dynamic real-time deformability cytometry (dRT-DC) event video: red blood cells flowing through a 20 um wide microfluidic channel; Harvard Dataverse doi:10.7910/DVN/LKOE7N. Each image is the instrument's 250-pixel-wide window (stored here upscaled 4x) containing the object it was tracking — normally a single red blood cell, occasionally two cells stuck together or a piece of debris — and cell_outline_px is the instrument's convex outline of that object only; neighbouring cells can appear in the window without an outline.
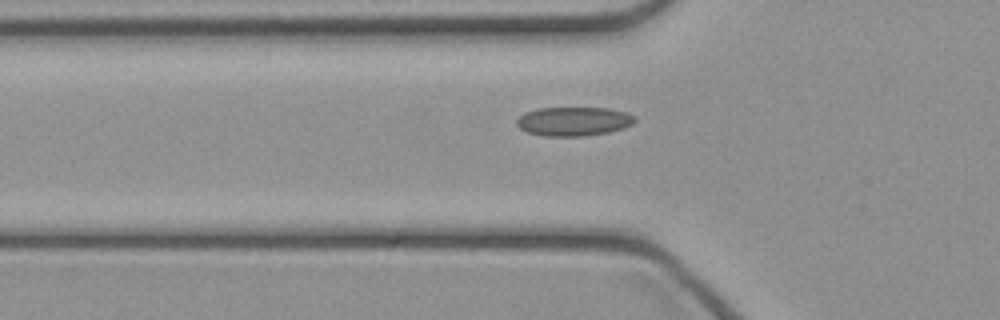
{"species": "common noctule bat (a hibernating species)", "species_latin": "Nyctalus noctula", "temperature_condition": "cold", "stored_images_in_passage": 43, "camera_frame_rate_fps": 3000, "um_per_image_px": 0.085, "animal": {"sex": "female", "body_mass_g": 21.9}, "frame": {"image": 1, "passage_image": 16, "time_ms": 5.0, "image_size_px": [1000, 320], "cell_outline_px": [[636, 120], [632, 124], [624, 128], [608, 132], [584, 136], [544, 136], [528, 132], [520, 128], [516, 124], [516, 120], [524, 112], [540, 108], [608, 108], [628, 112], [636, 116]], "centroid_in_image_um": [48.79, 10.31], "position_along_channel_um": 77.0, "area_um2": 20.06}}
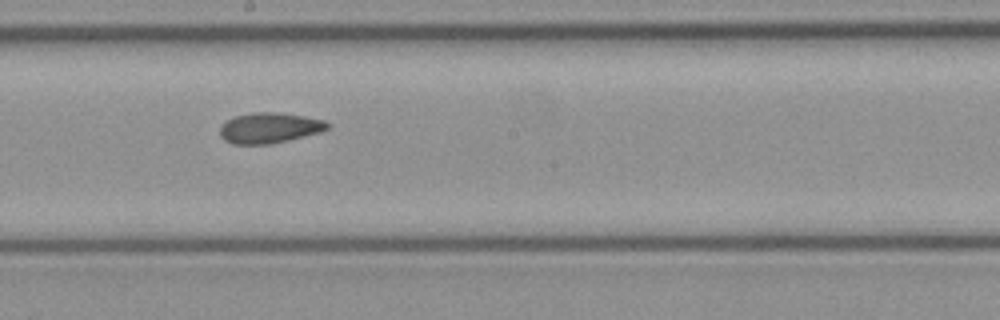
{"frame": {"image": 2, "passage_image": 26, "time_ms": 8.333, "image_size_px": [1000, 320], "cell_outline_px": [[332, 124], [328, 128], [320, 132], [272, 144], [232, 144], [224, 140], [220, 136], [220, 128], [228, 120], [236, 116], [256, 112], [280, 112], [304, 116], [324, 120]], "centroid_in_image_um": [22.93, 10.87], "position_along_channel_um": 225.3, "area_um2": 19.07}}
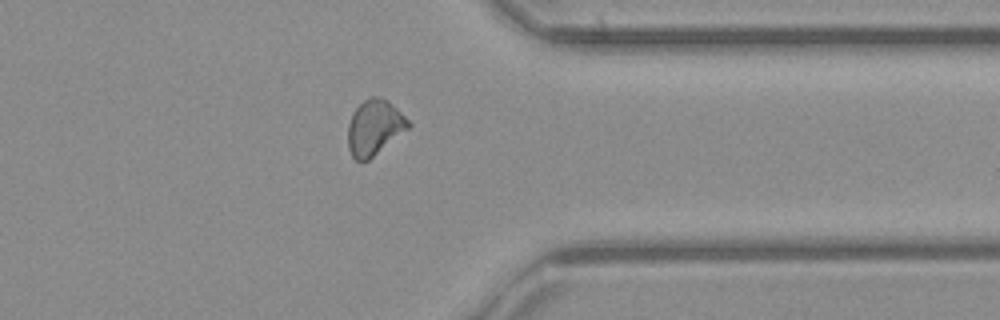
{"frame": {"image": 3, "passage_image": 37, "time_ms": 12.0, "image_size_px": [1000, 320], "cell_outline_px": [[412, 124], [408, 128], [368, 160], [356, 160], [352, 156], [348, 148], [348, 124], [352, 112], [364, 100], [372, 96], [380, 96], [388, 100]], "centroid_in_image_um": [31.8, 10.81], "position_along_channel_um": 379.6, "area_um2": 19.19}}